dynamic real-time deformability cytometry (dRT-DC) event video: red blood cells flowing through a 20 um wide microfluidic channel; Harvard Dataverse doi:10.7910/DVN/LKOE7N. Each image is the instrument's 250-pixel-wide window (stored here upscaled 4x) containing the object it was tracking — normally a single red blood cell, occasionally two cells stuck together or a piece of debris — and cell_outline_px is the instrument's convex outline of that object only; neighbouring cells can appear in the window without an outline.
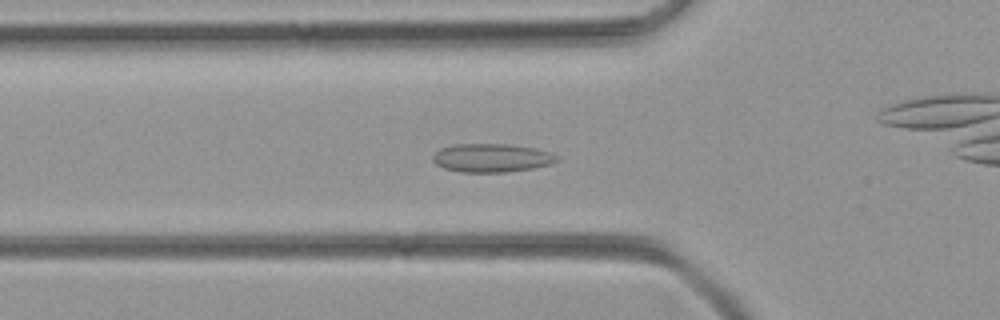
{"species": "common noctule bat (a hibernating species)", "species_latin": "Nyctalus noctula", "temperature_condition": "room temperature", "stored_images_in_passage": 51, "camera_frame_rate_fps": 3000, "um_per_image_px": 0.085, "animal": {"sex": "female", "body_mass_g": 21.9}, "frame": {"image": 1, "passage_image": 17, "time_ms": 5.333, "image_size_px": [1000, 320], "cell_outline_px": [[560, 160], [552, 164], [532, 168], [504, 172], [460, 172], [444, 168], [436, 164], [432, 160], [432, 156], [440, 148], [456, 144], [512, 144], [536, 148], [552, 152], [560, 156]], "centroid_in_image_um": [41.84, 13.41], "position_along_channel_um": 84.0, "area_um2": 20.87}}
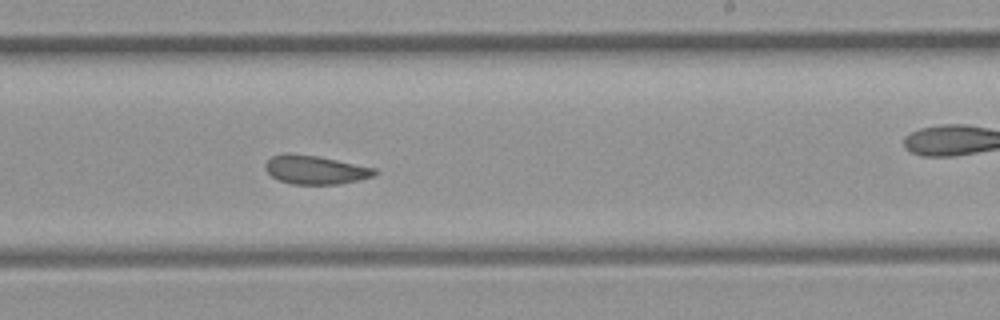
{"frame": {"image": 2, "passage_image": 30, "time_ms": 9.667, "image_size_px": [1000, 320], "cell_outline_px": [[376, 176], [360, 180], [340, 184], [292, 184], [280, 180], [272, 176], [264, 168], [264, 164], [272, 156], [284, 152], [288, 152], [316, 156], [376, 168]], "centroid_in_image_um": [26.8, 14.43], "position_along_channel_um": 262.2, "area_um2": 18.32}}
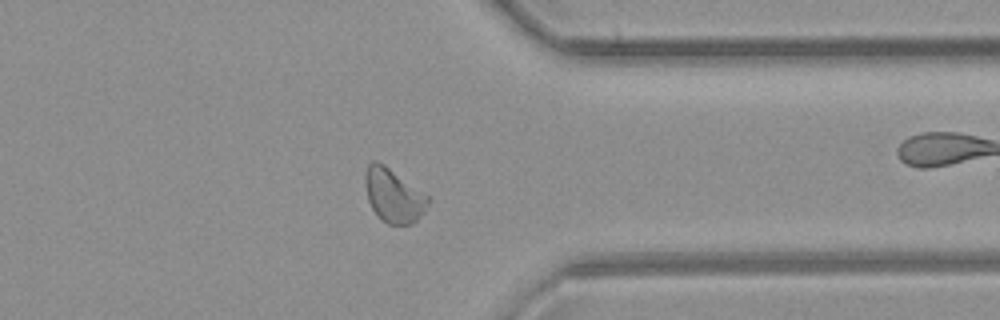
{"frame": {"image": 3, "passage_image": 39, "time_ms": 12.667, "image_size_px": [1000, 320], "cell_outline_px": [[432, 200], [424, 212], [412, 224], [388, 224], [380, 220], [372, 208], [368, 200], [364, 184], [364, 176], [368, 164], [372, 160], [376, 160], [384, 164], [432, 196]], "centroid_in_image_um": [33.48, 16.6], "position_along_channel_um": 377.9, "area_um2": 20.29}}